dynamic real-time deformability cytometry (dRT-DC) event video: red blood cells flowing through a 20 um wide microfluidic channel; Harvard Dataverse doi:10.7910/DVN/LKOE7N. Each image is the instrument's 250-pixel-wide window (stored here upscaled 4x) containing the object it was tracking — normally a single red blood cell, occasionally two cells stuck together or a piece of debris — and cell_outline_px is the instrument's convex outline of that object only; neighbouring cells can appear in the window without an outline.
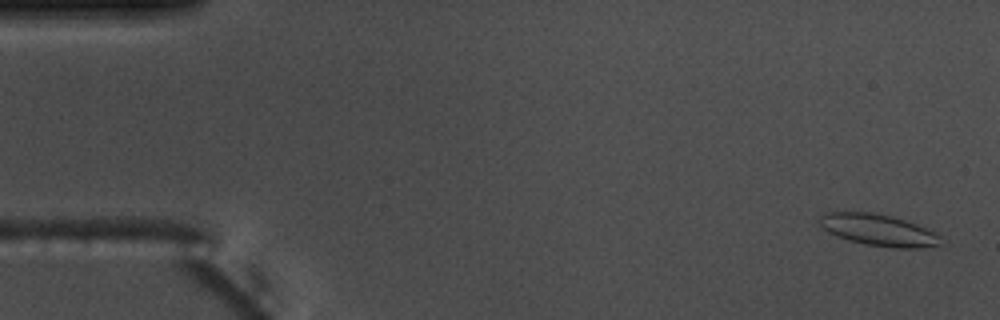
{"species": "common noctule bat (a hibernating species)", "species_latin": "Nyctalus noctula", "temperature_condition": "warm", "stored_images_in_passage": 17, "camera_frame_rate_fps": 3000, "um_per_image_px": 0.085, "animal": {"sex": "male", "body_mass_g": 17.5, "forearm_length_mm": 52.3}, "frame": {"image": 1, "passage_image": 3, "time_ms": 0.667, "image_size_px": [1000, 320], "cell_outline_px": [[940, 244], [920, 248], [892, 248], [864, 244], [848, 240], [836, 236], [828, 232], [820, 224], [820, 216], [828, 208], [876, 212], [892, 216], [916, 224], [936, 232], [940, 236]], "centroid_in_image_um": [74.56, 19.5], "position_along_channel_um": 10.4, "area_um2": 23.12}}
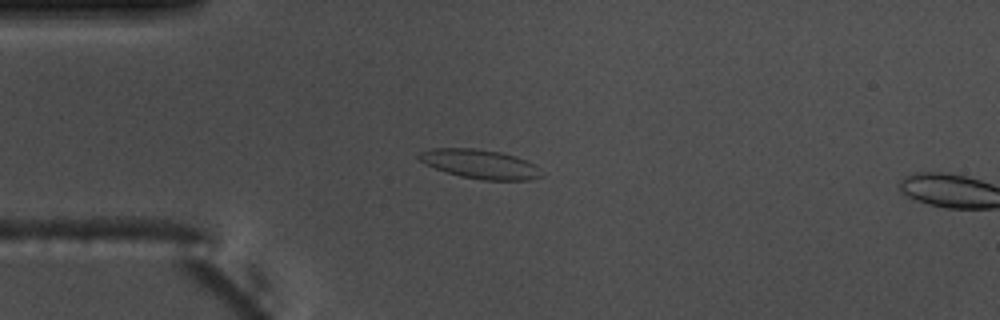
{"frame": {"image": 2, "passage_image": 15, "time_ms": 4.667, "image_size_px": [1000, 320], "cell_outline_px": [[544, 176], [528, 180], [484, 180], [460, 176], [436, 168], [420, 160], [416, 156], [420, 152], [432, 148], [476, 148], [500, 152], [516, 156], [540, 168]], "centroid_in_image_um": [40.83, 13.94], "position_along_channel_um": 44.2, "area_um2": 20.63}}